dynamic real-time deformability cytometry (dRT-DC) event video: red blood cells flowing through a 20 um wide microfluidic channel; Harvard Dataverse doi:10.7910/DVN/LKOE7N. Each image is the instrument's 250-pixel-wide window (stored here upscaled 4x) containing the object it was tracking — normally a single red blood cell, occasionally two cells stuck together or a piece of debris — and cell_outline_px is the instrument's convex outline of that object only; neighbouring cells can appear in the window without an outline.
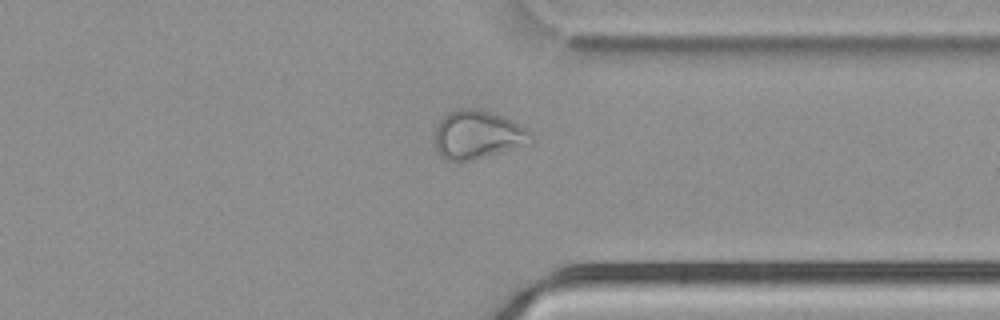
{"species": "common noctule bat (a hibernating species)", "species_latin": "Nyctalus noctula", "temperature_condition": "cold", "stored_images_in_passage": 50, "camera_frame_rate_fps": 3000, "um_per_image_px": 0.085, "animal": {"sex": "male", "body_mass_g": 21.5, "forearm_length_mm": 52.0}, "frame": {"image": 1, "passage_image": 39, "time_ms": 12.667, "image_size_px": [1000, 320], "cell_outline_px": [[532, 144], [468, 160], [444, 160], [436, 148], [432, 136], [432, 132], [440, 120], [448, 112], [456, 108], [480, 108], [520, 124], [528, 128], [532, 132]], "centroid_in_image_um": [40.57, 11.43], "position_along_channel_um": 370.8, "area_um2": 27.4}}
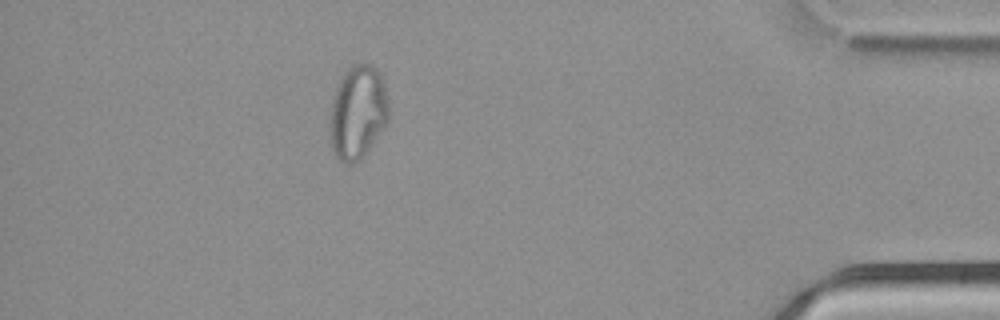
{"frame": {"image": 2, "passage_image": 45, "time_ms": 14.667, "image_size_px": [1000, 320], "cell_outline_px": [[388, 120], [360, 160], [352, 164], [344, 164], [336, 156], [332, 148], [332, 100], [336, 88], [344, 72], [352, 64], [372, 64], [376, 68], [384, 84], [388, 104]], "centroid_in_image_um": [30.42, 9.52], "position_along_channel_um": 404.8, "area_um2": 31.27}}